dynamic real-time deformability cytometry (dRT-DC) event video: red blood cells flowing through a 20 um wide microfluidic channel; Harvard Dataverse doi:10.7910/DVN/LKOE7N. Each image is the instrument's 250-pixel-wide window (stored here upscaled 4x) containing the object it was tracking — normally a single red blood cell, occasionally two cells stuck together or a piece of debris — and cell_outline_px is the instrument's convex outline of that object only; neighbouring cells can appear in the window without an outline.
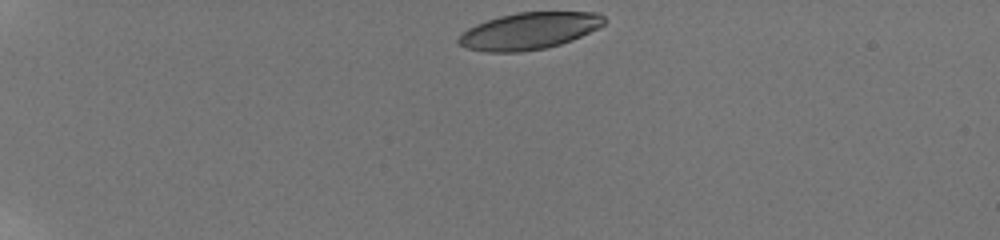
{"species": "human", "species_latin": "Homo sapiens", "temperature_condition": "room temperature", "stored_images_in_passage": 43, "camera_frame_rate_fps": 3000, "um_per_image_px": 0.085, "donor": {"sex": "male"}, "frame": {"image": 1, "passage_image": 1, "time_ms": 0.0, "image_size_px": [1000, 240], "cell_outline_px": [[608, 20], [600, 28], [572, 40], [560, 44], [544, 48], [520, 52], [488, 52], [468, 48], [460, 44], [456, 40], [468, 28], [476, 24], [500, 16], [516, 12], [600, 12]], "centroid_in_image_um": [45.04, 2.62], "position_along_channel_um": 40.0, "area_um2": 31.27}}
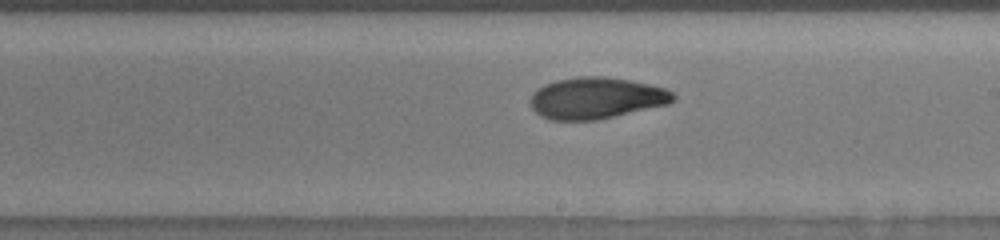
{"frame": {"image": 2, "passage_image": 23, "time_ms": 7.333, "image_size_px": [1000, 240], "cell_outline_px": [[676, 100], [668, 104], [596, 120], [552, 120], [540, 116], [532, 108], [528, 100], [532, 92], [544, 84], [556, 80], [580, 76], [604, 76], [632, 80], [664, 88], [676, 92]], "centroid_in_image_um": [50.67, 8.33], "position_along_channel_um": 238.3, "area_um2": 34.8}}
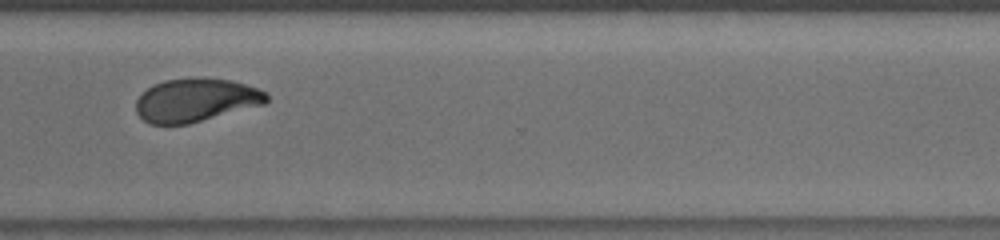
{"frame": {"image": 3, "passage_image": 32, "time_ms": 10.333, "image_size_px": [1000, 240], "cell_outline_px": [[268, 100], [264, 104], [188, 124], [148, 124], [136, 112], [136, 100], [152, 84], [164, 80], [196, 76], [204, 76], [232, 80], [268, 92]], "centroid_in_image_um": [16.64, 8.48], "position_along_channel_um": 354.0, "area_um2": 33.29}, "authors_computed_cell_mechanics": {"area_um2": 33.9864, "velocity_mm_per_s": 3.8505, "shape_relaxation_time_tau1_ms": 6.0163, "shape_relaxation_time_tau2_ms": 2.9814, "deformation_change_tau1": 0.2033, "deformation_change_tau2": 0.0822}}